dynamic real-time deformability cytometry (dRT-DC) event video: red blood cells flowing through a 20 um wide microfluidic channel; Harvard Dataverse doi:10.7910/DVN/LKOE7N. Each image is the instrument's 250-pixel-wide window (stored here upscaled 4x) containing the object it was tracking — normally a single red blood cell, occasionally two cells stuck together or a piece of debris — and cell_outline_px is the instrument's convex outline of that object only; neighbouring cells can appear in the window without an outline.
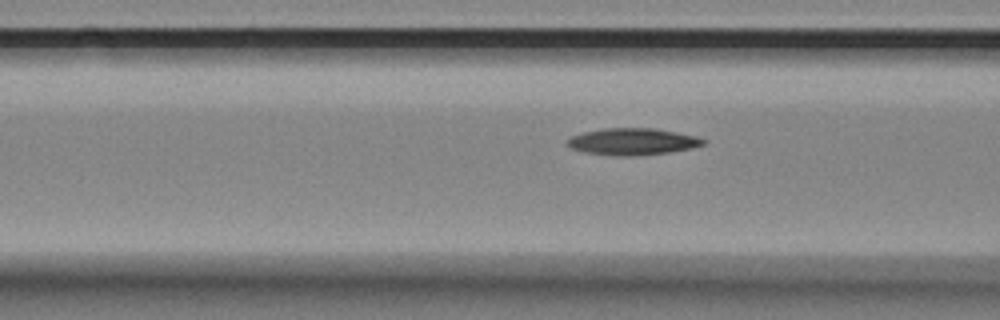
{"species": "Egyptian fruit bat (a non-hibernating species)", "species_latin": "Rousettus aegyptiacus", "temperature_condition": "room temperature", "stored_images_in_passage": 15, "camera_frame_rate_fps": 3000, "um_per_image_px": 0.085, "animal": {"sex": "female"}, "frame": {"image": 1, "passage_image": 13, "time_ms": 4.0, "image_size_px": [1000, 320], "cell_outline_px": [[708, 140], [704, 144], [692, 148], [672, 152], [632, 156], [616, 156], [584, 152], [572, 148], [568, 144], [568, 140], [572, 136], [584, 132], [604, 128], [656, 128], [696, 136]], "centroid_in_image_um": [53.82, 12.04], "position_along_channel_um": 112.8, "area_um2": 21.21}}